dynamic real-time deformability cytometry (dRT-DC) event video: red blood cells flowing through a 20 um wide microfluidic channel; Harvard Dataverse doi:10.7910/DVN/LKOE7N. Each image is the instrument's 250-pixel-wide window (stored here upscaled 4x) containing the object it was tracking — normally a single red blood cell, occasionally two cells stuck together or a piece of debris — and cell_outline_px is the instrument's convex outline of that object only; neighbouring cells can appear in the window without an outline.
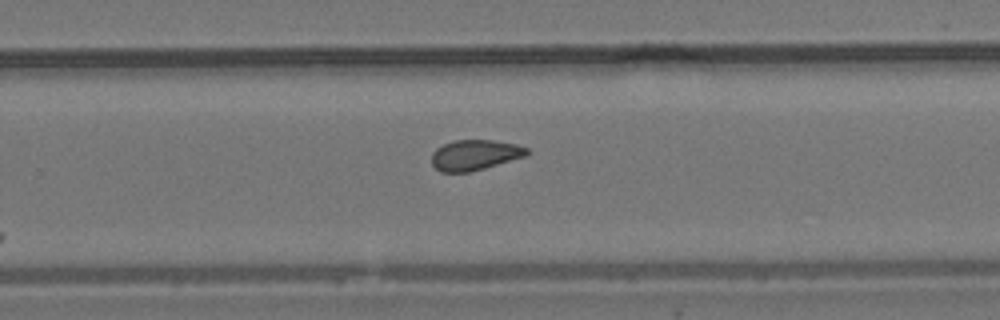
{"species": "common noctule bat (a hibernating species)", "species_latin": "Nyctalus noctula", "temperature_condition": "room temperature", "stored_images_in_passage": 10, "camera_frame_rate_fps": 3000, "um_per_image_px": 0.085, "animal": {"sex": "male", "body_mass_g": 19.2, "forearm_length_mm": 51.8}, "frame": {"image": 1, "passage_image": 10, "time_ms": 11.0, "image_size_px": [1000, 320], "cell_outline_px": [[528, 152], [524, 156], [484, 168], [468, 172], [440, 172], [432, 164], [432, 152], [436, 148], [452, 140], [492, 140], [516, 144], [528, 148]], "centroid_in_image_um": [40.32, 13.16], "position_along_channel_um": 289.5, "area_um2": 16.7}}